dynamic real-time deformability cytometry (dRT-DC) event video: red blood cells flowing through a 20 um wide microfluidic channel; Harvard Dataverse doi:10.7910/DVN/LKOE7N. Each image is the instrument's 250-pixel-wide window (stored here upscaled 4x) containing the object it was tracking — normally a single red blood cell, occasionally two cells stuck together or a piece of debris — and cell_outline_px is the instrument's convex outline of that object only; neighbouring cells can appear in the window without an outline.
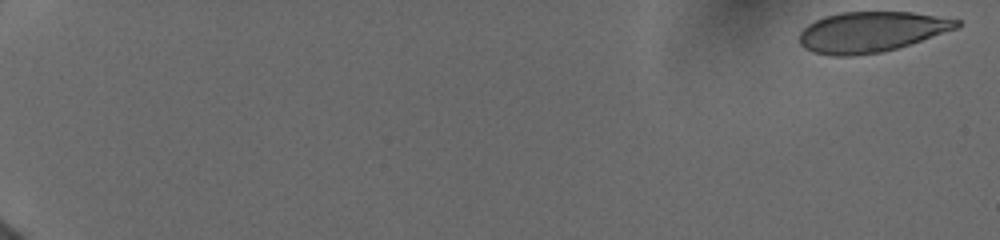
{"species": "human", "species_latin": "Homo sapiens", "temperature_condition": "cold", "stored_images_in_passage": 5, "camera_frame_rate_fps": 3000, "um_per_image_px": 0.085, "donor": {"sex": "female"}, "frame": {"image": 1, "passage_image": 1, "time_ms": 0.0, "image_size_px": [1000, 240], "cell_outline_px": [[960, 28], [896, 48], [880, 52], [852, 56], [832, 56], [812, 52], [804, 48], [800, 44], [800, 32], [808, 24], [824, 16], [840, 12], [912, 12], [960, 20]], "centroid_in_image_um": [74.04, 2.71], "position_along_channel_um": 11.0, "area_um2": 37.05}}